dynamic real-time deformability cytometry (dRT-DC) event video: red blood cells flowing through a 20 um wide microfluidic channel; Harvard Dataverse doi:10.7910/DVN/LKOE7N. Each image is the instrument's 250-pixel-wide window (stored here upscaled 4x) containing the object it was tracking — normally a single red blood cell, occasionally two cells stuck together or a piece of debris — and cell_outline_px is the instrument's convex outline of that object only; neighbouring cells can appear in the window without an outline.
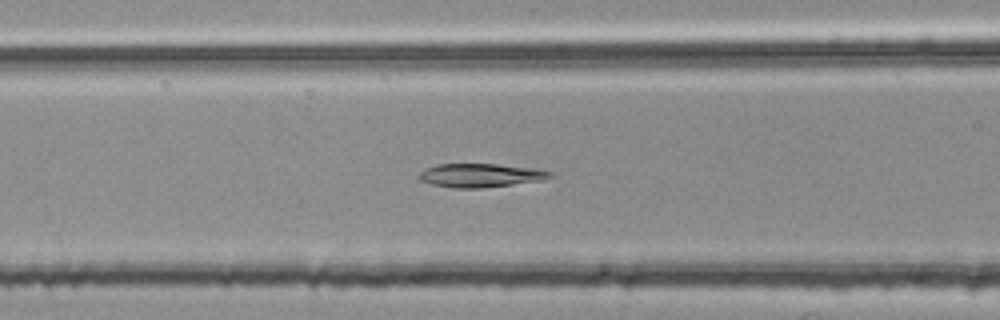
{"species": "common noctule bat (a hibernating species)", "species_latin": "Nyctalus noctula", "temperature_condition": "room temperature", "stored_images_in_passage": 51, "camera_frame_rate_fps": 3000, "um_per_image_px": 0.085, "animal": {"sex": "female", "body_mass_g": 25.1}, "frame": {"image": 1, "passage_image": 19, "time_ms": 6.0, "image_size_px": [1000, 320], "cell_outline_px": [[556, 176], [540, 180], [512, 184], [480, 188], [456, 188], [432, 184], [420, 180], [416, 176], [424, 168], [436, 164], [496, 164], [536, 168], [556, 172]], "centroid_in_image_um": [40.86, 14.89], "position_along_channel_um": 125.7, "area_um2": 18.21}}
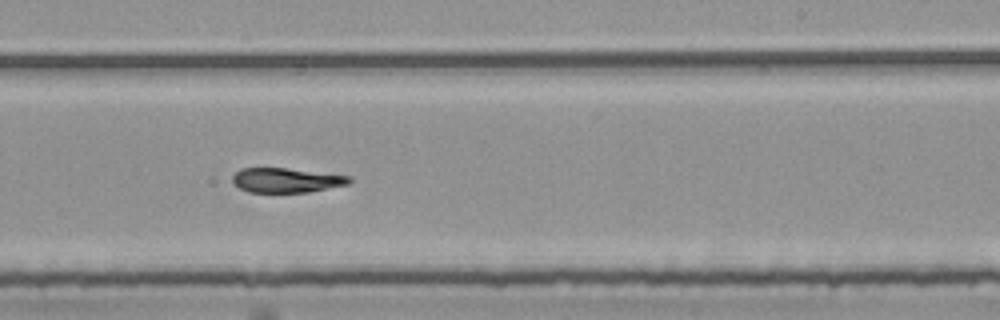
{"frame": {"image": 2, "passage_image": 30, "time_ms": 9.667, "image_size_px": [1000, 320], "cell_outline_px": [[352, 180], [348, 184], [308, 192], [248, 192], [232, 184], [232, 176], [240, 168], [284, 168], [352, 176]], "centroid_in_image_um": [24.31, 15.32], "position_along_channel_um": 264.7, "area_um2": 16.7}}
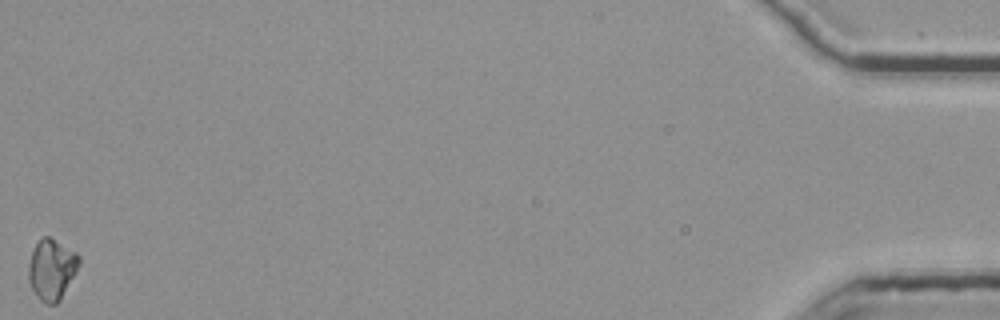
{"frame": {"image": 3, "passage_image": 51, "time_ms": 16.667, "image_size_px": [1000, 320], "cell_outline_px": [[80, 264], [76, 272], [60, 300], [56, 304], [44, 304], [36, 296], [28, 280], [28, 264], [32, 248], [44, 236], [48, 236], [76, 252], [80, 256]], "centroid_in_image_um": [4.38, 22.91], "position_along_channel_um": 430.8, "area_um2": 17.98}, "authors_computed_cell_mechanics": {"area_um2": 17.8602, "velocity_mm_per_s": 3.8014, "shape_relaxation_time_tau1_ms": null, "shape_relaxation_time_tau2_ms": 5.3155, "deformation_change_tau1": null, "deformation_change_tau2": 0.1113}}